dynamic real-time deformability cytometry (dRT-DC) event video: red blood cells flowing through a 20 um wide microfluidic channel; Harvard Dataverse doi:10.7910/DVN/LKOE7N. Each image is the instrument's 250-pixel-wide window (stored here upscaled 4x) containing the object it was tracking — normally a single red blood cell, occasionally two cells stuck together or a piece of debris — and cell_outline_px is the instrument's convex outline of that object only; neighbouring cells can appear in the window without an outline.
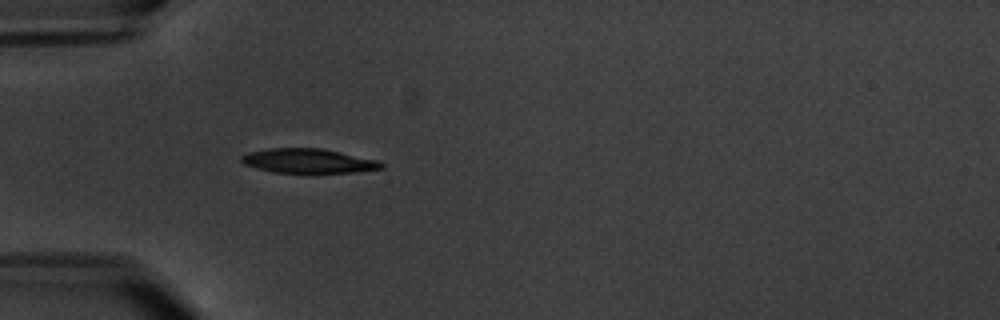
{"species": "common noctule bat (a hibernating species)", "species_latin": "Nyctalus noctula", "temperature_condition": "warm", "stored_images_in_passage": 4, "camera_frame_rate_fps": 3000, "um_per_image_px": 0.085, "animal": {"sex": "male", "body_mass_g": 20.1, "forearm_length_mm": 53.5}, "frame": {"image": 1, "passage_image": 4, "time_ms": 4.333, "image_size_px": [1000, 320], "cell_outline_px": [[384, 168], [356, 172], [272, 172], [244, 164], [240, 160], [240, 156], [248, 152], [268, 148], [320, 148], [376, 160], [384, 164]], "centroid_in_image_um": [26.16, 13.67], "position_along_channel_um": 58.8, "area_um2": 19.59}}